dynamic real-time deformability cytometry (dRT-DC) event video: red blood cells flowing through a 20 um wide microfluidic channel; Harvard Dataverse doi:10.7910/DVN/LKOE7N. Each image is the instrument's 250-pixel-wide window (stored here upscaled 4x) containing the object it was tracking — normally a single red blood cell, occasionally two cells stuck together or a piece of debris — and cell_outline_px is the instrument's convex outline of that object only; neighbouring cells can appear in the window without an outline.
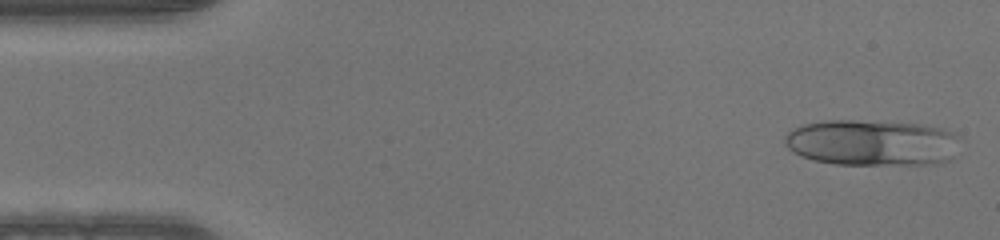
{"species": "human", "species_latin": "Homo sapiens", "temperature_condition": "warm", "stored_images_in_passage": 48, "camera_frame_rate_fps": 3000, "um_per_image_px": 0.085, "donor": {"sex": "male"}, "frame": {"image": 1, "passage_image": 1, "time_ms": 0.0, "image_size_px": [1000, 240], "cell_outline_px": [[960, 136], [952, 156], [944, 164], [836, 164], [812, 160], [800, 156], [788, 148], [784, 144], [784, 136], [792, 128], [804, 124], [824, 120], [852, 120], [924, 124], [956, 132]], "centroid_in_image_um": [74.11, 12.12], "position_along_channel_um": 10.9, "area_um2": 47.45}}
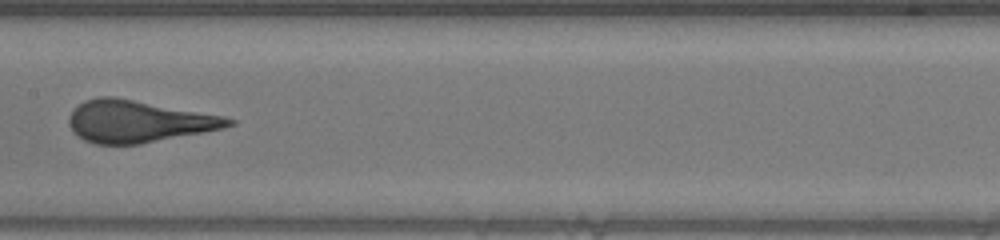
{"frame": {"image": 2, "passage_image": 23, "time_ms": 7.333, "image_size_px": [1000, 240], "cell_outline_px": [[236, 124], [224, 128], [140, 144], [96, 144], [84, 140], [72, 132], [68, 124], [68, 116], [72, 108], [84, 100], [100, 96], [112, 96], [224, 116], [236, 120]], "centroid_in_image_um": [11.7, 10.31], "position_along_channel_um": 195.7, "area_um2": 39.13}}
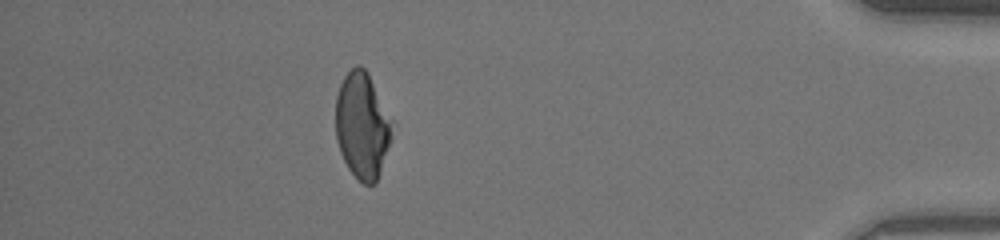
{"frame": {"image": 3, "passage_image": 42, "time_ms": 13.667, "image_size_px": [1000, 240], "cell_outline_px": [[396, 124], [376, 184], [364, 184], [348, 168], [340, 152], [336, 140], [336, 96], [340, 84], [344, 76], [356, 64], [360, 64], [368, 72]], "centroid_in_image_um": [30.82, 10.64], "position_along_channel_um": 404.4, "area_um2": 35.43}}